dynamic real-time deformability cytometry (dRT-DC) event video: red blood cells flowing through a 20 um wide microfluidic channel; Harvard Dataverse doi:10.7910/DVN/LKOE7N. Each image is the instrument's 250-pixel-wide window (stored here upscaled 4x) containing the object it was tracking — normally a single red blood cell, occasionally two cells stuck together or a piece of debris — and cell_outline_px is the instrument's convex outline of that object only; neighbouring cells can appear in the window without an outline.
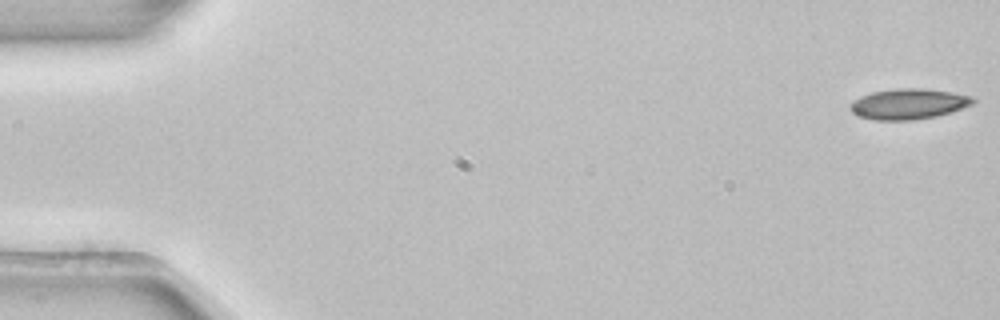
{"species": "common noctule bat (a hibernating species)", "species_latin": "Nyctalus noctula", "temperature_condition": "room temperature", "stored_images_in_passage": 4, "camera_frame_rate_fps": 3000, "um_per_image_px": 0.085, "animal": {"sex": "female", "body_mass_g": 22.7, "forearm_length_mm": 54.2}, "frame": {"image": 1, "passage_image": 1, "time_ms": 0.0, "image_size_px": [1000, 320], "cell_outline_px": [[976, 100], [972, 104], [936, 116], [912, 120], [876, 120], [860, 116], [852, 112], [852, 104], [860, 96], [872, 92], [896, 88], [924, 88], [952, 92], [972, 96]], "centroid_in_image_um": [77.25, 8.82], "position_along_channel_um": 7.8, "area_um2": 21.5}}
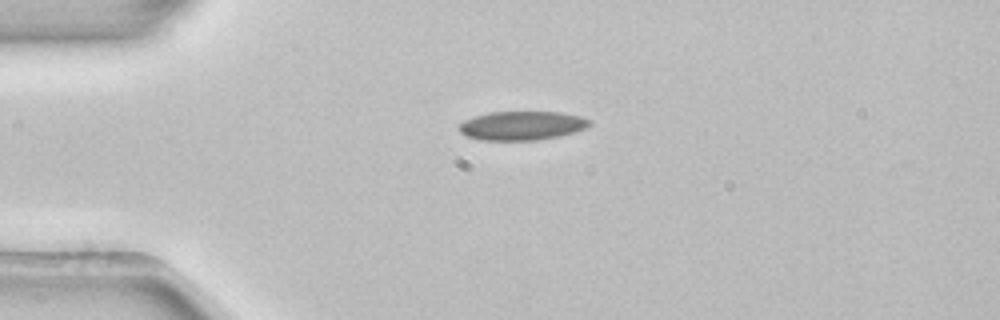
{"frame": {"image": 2, "passage_image": 4, "time_ms": 1.0, "image_size_px": [1000, 320], "cell_outline_px": [[592, 124], [588, 128], [560, 136], [540, 140], [480, 140], [464, 136], [460, 132], [460, 124], [464, 120], [488, 112], [560, 112], [580, 116], [592, 120]], "centroid_in_image_um": [44.4, 10.68], "position_along_channel_um": 40.6, "area_um2": 22.2}}